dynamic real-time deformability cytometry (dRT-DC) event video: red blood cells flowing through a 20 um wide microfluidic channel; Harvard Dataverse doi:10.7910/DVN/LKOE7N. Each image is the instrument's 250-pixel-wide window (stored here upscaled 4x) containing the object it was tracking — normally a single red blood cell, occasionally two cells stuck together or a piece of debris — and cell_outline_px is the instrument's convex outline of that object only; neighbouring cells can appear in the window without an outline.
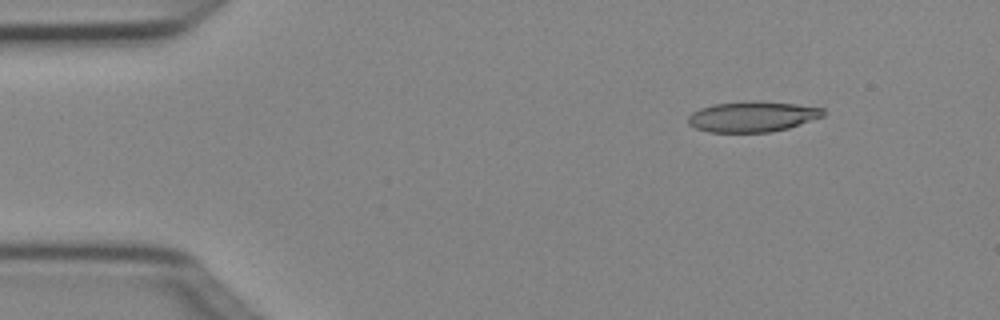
{"species": "Egyptian fruit bat (a non-hibernating species)", "species_latin": "Rousettus aegyptiacus", "temperature_condition": "cold", "stored_images_in_passage": 5, "camera_frame_rate_fps": 3000, "um_per_image_px": 0.085, "animal": {"sex": "female"}, "frame": {"image": 1, "passage_image": 2, "time_ms": 0.333, "image_size_px": [1000, 320], "cell_outline_px": [[824, 116], [788, 128], [768, 132], [708, 132], [696, 128], [688, 124], [688, 116], [692, 112], [700, 108], [712, 104], [752, 100], [796, 104], [824, 108]], "centroid_in_image_um": [63.93, 9.9], "position_along_channel_um": 21.1, "area_um2": 24.1}}
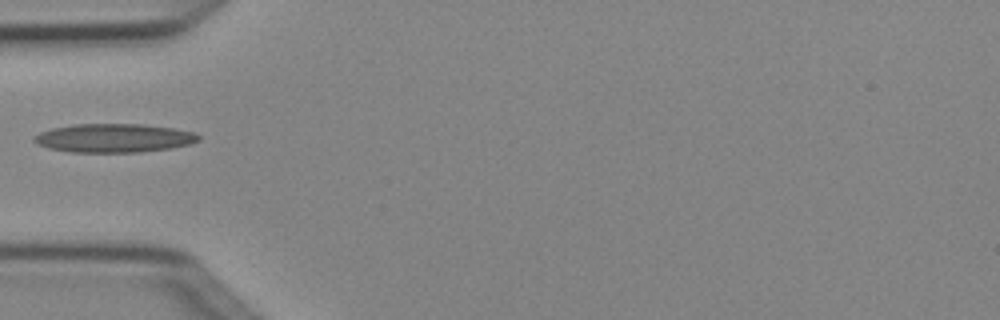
{"frame": {"image": 2, "passage_image": 5, "time_ms": 1.333, "image_size_px": [1000, 320], "cell_outline_px": [[200, 140], [188, 144], [168, 148], [140, 152], [72, 152], [48, 148], [36, 144], [32, 140], [32, 136], [40, 132], [52, 128], [72, 124], [144, 124], [172, 128], [192, 132], [200, 136]], "centroid_in_image_um": [9.61, 11.73], "position_along_channel_um": 75.4, "area_um2": 27.46}}